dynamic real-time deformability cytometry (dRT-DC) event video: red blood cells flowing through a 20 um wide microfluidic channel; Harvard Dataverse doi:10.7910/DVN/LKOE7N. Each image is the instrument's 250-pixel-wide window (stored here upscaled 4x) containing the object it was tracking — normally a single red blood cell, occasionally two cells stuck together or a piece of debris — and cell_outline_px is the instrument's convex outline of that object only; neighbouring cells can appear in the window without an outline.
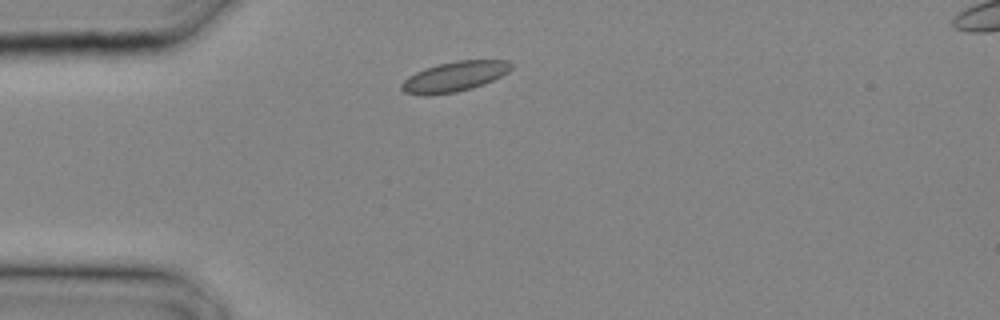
{"species": "common noctule bat (a hibernating species)", "species_latin": "Nyctalus noctula", "temperature_condition": "cold", "stored_images_in_passage": 18, "camera_frame_rate_fps": 3000, "um_per_image_px": 0.085, "animal": {"sex": "male", "body_mass_g": 20.4}, "frame": {"image": 1, "passage_image": 1, "time_ms": 0.0, "image_size_px": [1000, 320], "cell_outline_px": [[512, 68], [508, 72], [484, 84], [472, 88], [456, 92], [432, 96], [424, 96], [404, 92], [400, 88], [400, 84], [408, 76], [424, 68], [456, 60], [508, 60], [512, 64]], "centroid_in_image_um": [38.6, 6.52], "position_along_channel_um": 46.4, "area_um2": 19.36}}
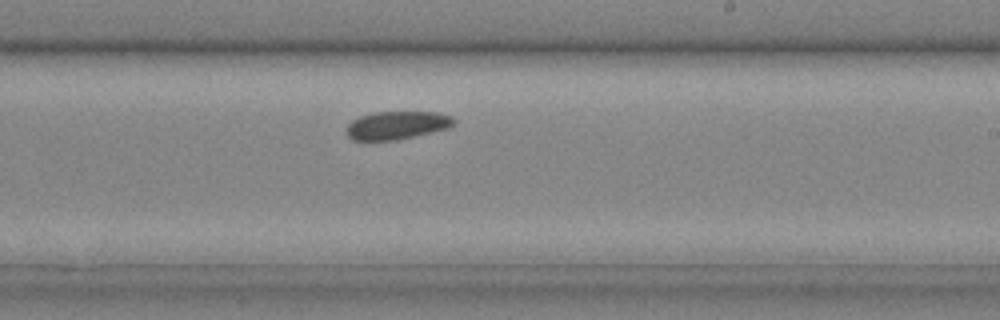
{"frame": {"image": 2, "passage_image": 11, "time_ms": 3.333, "image_size_px": [1000, 320], "cell_outline_px": [[456, 120], [448, 128], [396, 140], [352, 140], [344, 132], [348, 124], [352, 120], [360, 116], [372, 112], [436, 112], [448, 116]], "centroid_in_image_um": [33.66, 10.65], "position_along_channel_um": 255.3, "area_um2": 17.46}}
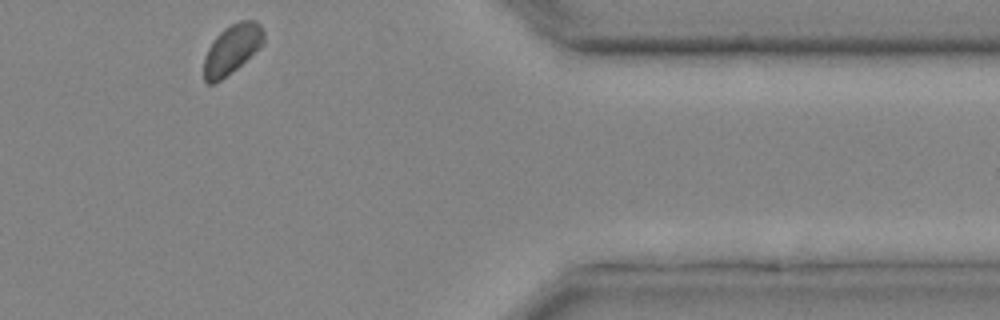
{"frame": {"image": 3, "passage_image": 18, "time_ms": 5.667, "image_size_px": [1000, 320], "cell_outline_px": [[264, 44], [260, 48], [232, 72], [220, 80], [212, 84], [208, 84], [204, 80], [204, 56], [208, 48], [216, 36], [224, 28], [240, 20], [256, 20], [260, 24], [264, 32]], "centroid_in_image_um": [19.73, 4.17], "position_along_channel_um": 391.7, "area_um2": 17.28}}